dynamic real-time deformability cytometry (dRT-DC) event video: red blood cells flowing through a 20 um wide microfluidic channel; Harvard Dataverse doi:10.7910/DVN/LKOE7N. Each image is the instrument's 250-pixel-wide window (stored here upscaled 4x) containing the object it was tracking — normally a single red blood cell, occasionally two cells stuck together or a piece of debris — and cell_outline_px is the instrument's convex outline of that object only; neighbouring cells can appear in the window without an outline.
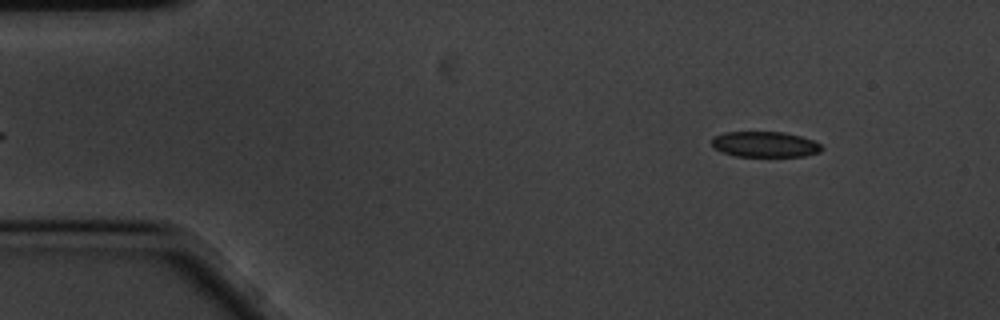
{"species": "common noctule bat (a hibernating species)", "species_latin": "Nyctalus noctula", "temperature_condition": "cold", "stored_images_in_passage": 56, "camera_frame_rate_fps": 3000, "um_per_image_px": 0.085, "animal": {"sex": "male", "body_mass_g": 20.1, "forearm_length_mm": 53.5}, "frame": {"image": 1, "passage_image": 5, "time_ms": 1.333, "image_size_px": [1000, 320], "cell_outline_px": [[824, 148], [820, 152], [804, 156], [736, 156], [720, 152], [712, 148], [712, 136], [724, 132], [784, 132], [800, 136], [812, 140], [820, 144]], "centroid_in_image_um": [64.98, 12.27], "position_along_channel_um": 20.0, "area_um2": 16.53}}
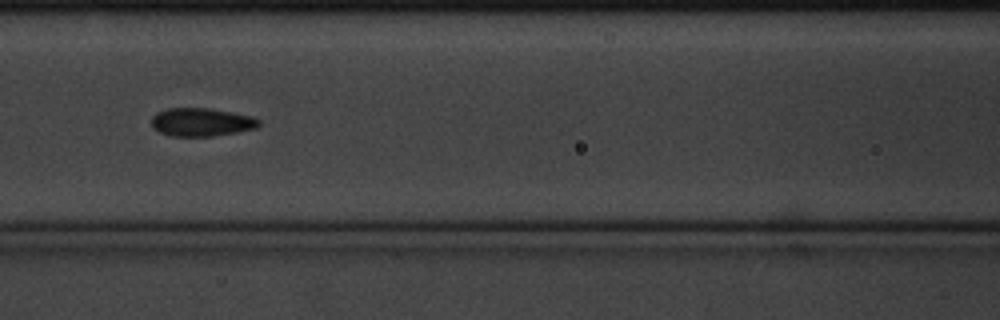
{"frame": {"image": 2, "passage_image": 23, "time_ms": 7.333, "image_size_px": [1000, 320], "cell_outline_px": [[260, 124], [256, 128], [212, 136], [172, 136], [160, 132], [152, 128], [152, 116], [156, 112], [168, 108], [208, 108], [232, 112], [252, 116], [260, 120]], "centroid_in_image_um": [17.1, 10.37], "position_along_channel_um": 149.5, "area_um2": 17.63}}
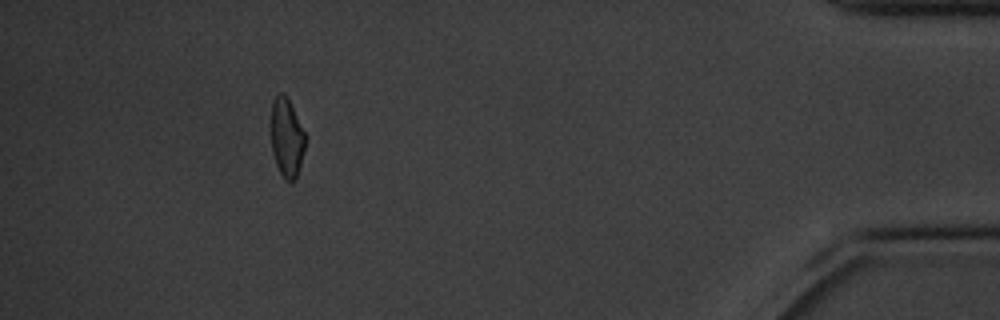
{"frame": {"image": 3, "passage_image": 51, "time_ms": 16.667, "image_size_px": [1000, 320], "cell_outline_px": [[304, 148], [296, 180], [292, 184], [284, 180], [276, 164], [272, 148], [272, 100], [280, 92], [284, 92], [304, 132]], "centroid_in_image_um": [24.36, 11.76], "position_along_channel_um": 410.8, "area_um2": 15.32}, "authors_computed_cell_mechanics": {"area_um2": 17.1955, "velocity_mm_per_s": 3.4373, "shape_relaxation_time_tau1_ms": 3.804, "shape_relaxation_time_tau2_ms": 1.6807, "deformation_change_tau1": 0.0853, "deformation_change_tau2": 0.0633}}